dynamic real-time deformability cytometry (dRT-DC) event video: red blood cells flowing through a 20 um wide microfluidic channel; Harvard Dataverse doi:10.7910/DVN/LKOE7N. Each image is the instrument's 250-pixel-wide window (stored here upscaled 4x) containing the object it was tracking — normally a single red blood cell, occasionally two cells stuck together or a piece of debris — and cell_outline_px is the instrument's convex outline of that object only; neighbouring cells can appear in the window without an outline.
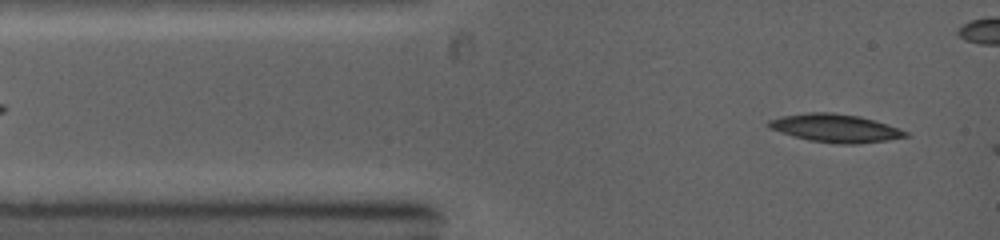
{"species": "common noctule bat (a hibernating species)", "species_latin": "Nyctalus noctula", "temperature_condition": "warm", "stored_images_in_passage": 13, "camera_frame_rate_fps": 5000, "um_per_image_px": 0.085, "animal": {"sex": "female", "body_mass_g": 19.0, "forearm_length_mm": 53.3}, "frame": {"image": 1, "passage_image": 1, "time_ms": 0.0, "image_size_px": [1000, 240], "cell_outline_px": [[908, 136], [888, 140], [860, 144], [844, 144], [808, 140], [792, 136], [768, 128], [764, 124], [768, 120], [780, 116], [808, 112], [832, 112], [860, 116], [900, 128], [908, 132]], "centroid_in_image_um": [70.96, 10.89], "position_along_channel_um": 14.0, "area_um2": 22.66}}
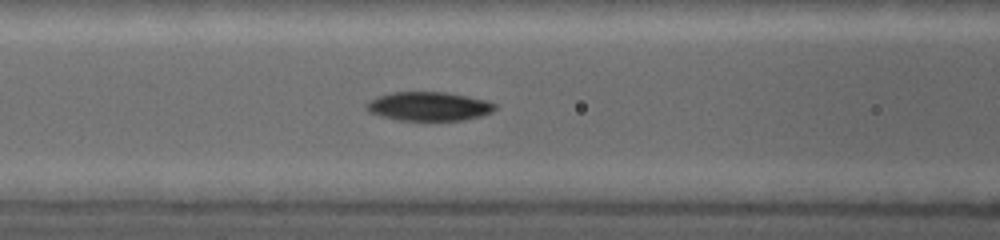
{"frame": {"image": 2, "passage_image": 8, "time_ms": 3.4, "image_size_px": [1000, 240], "cell_outline_px": [[496, 108], [492, 112], [480, 116], [464, 120], [396, 120], [380, 116], [368, 112], [364, 108], [364, 104], [368, 100], [376, 96], [392, 92], [444, 92], [468, 96], [488, 100], [496, 104]], "centroid_in_image_um": [36.4, 9.03], "position_along_channel_um": 130.2, "area_um2": 21.96}}
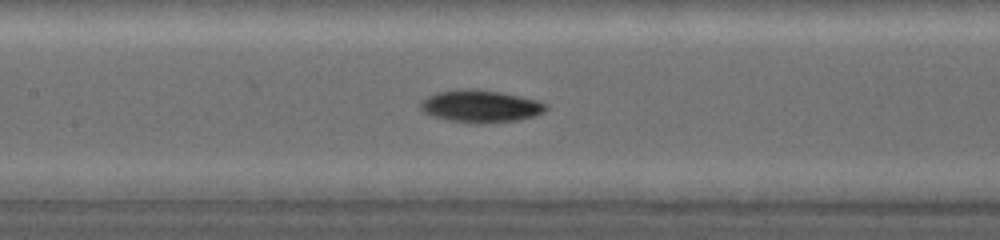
{"frame": {"image": 3, "passage_image": 10, "time_ms": 4.2, "image_size_px": [1000, 240], "cell_outline_px": [[548, 108], [544, 112], [532, 116], [516, 120], [480, 124], [448, 120], [432, 116], [424, 112], [420, 108], [420, 104], [428, 96], [436, 92], [456, 88], [472, 88], [500, 92], [520, 96], [536, 100], [548, 104]], "centroid_in_image_um": [40.83, 9.02], "position_along_channel_um": 166.6, "area_um2": 23.7}}